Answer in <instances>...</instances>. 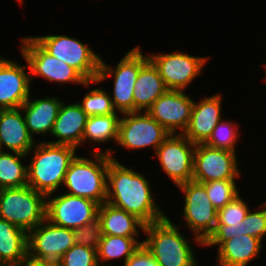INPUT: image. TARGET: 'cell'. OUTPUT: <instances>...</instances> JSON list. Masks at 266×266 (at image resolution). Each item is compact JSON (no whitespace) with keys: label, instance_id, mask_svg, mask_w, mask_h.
Here are the masks:
<instances>
[{"label":"cell","instance_id":"3957f363","mask_svg":"<svg viewBox=\"0 0 266 266\" xmlns=\"http://www.w3.org/2000/svg\"><path fill=\"white\" fill-rule=\"evenodd\" d=\"M171 220L167 215L147 224L143 232L147 239H144L143 244L160 266H199L191 241L180 231V226Z\"/></svg>","mask_w":266,"mask_h":266},{"label":"cell","instance_id":"9a60e30c","mask_svg":"<svg viewBox=\"0 0 266 266\" xmlns=\"http://www.w3.org/2000/svg\"><path fill=\"white\" fill-rule=\"evenodd\" d=\"M74 244L72 229L58 226L47 219L28 232V254L37 259L58 262Z\"/></svg>","mask_w":266,"mask_h":266},{"label":"cell","instance_id":"4fadbf2b","mask_svg":"<svg viewBox=\"0 0 266 266\" xmlns=\"http://www.w3.org/2000/svg\"><path fill=\"white\" fill-rule=\"evenodd\" d=\"M237 153L213 148L205 143L196 144L192 180L205 183L241 177Z\"/></svg>","mask_w":266,"mask_h":266},{"label":"cell","instance_id":"8fae6325","mask_svg":"<svg viewBox=\"0 0 266 266\" xmlns=\"http://www.w3.org/2000/svg\"><path fill=\"white\" fill-rule=\"evenodd\" d=\"M157 68L168 90L186 91L189 84L200 76L208 57L193 56L182 51L147 54Z\"/></svg>","mask_w":266,"mask_h":266},{"label":"cell","instance_id":"ffe728a7","mask_svg":"<svg viewBox=\"0 0 266 266\" xmlns=\"http://www.w3.org/2000/svg\"><path fill=\"white\" fill-rule=\"evenodd\" d=\"M65 104L63 100L51 133L52 137L56 138L55 141H44L52 144L69 145L79 150L78 148L83 145V133L88 116L78 102Z\"/></svg>","mask_w":266,"mask_h":266},{"label":"cell","instance_id":"52a82bcc","mask_svg":"<svg viewBox=\"0 0 266 266\" xmlns=\"http://www.w3.org/2000/svg\"><path fill=\"white\" fill-rule=\"evenodd\" d=\"M21 56L28 63L30 71V81L33 83L35 77L45 78L51 83L80 84L88 87L94 81H87L76 69L69 66L61 59L47 53L31 36L21 37Z\"/></svg>","mask_w":266,"mask_h":266},{"label":"cell","instance_id":"603a6c76","mask_svg":"<svg viewBox=\"0 0 266 266\" xmlns=\"http://www.w3.org/2000/svg\"><path fill=\"white\" fill-rule=\"evenodd\" d=\"M98 219L102 225L103 235L138 237L141 234L139 230L144 232L146 226L135 215L108 202L99 205Z\"/></svg>","mask_w":266,"mask_h":266},{"label":"cell","instance_id":"1f68e13d","mask_svg":"<svg viewBox=\"0 0 266 266\" xmlns=\"http://www.w3.org/2000/svg\"><path fill=\"white\" fill-rule=\"evenodd\" d=\"M59 266H99L97 250L74 244L58 261Z\"/></svg>","mask_w":266,"mask_h":266},{"label":"cell","instance_id":"277c9868","mask_svg":"<svg viewBox=\"0 0 266 266\" xmlns=\"http://www.w3.org/2000/svg\"><path fill=\"white\" fill-rule=\"evenodd\" d=\"M111 159L102 152H91L90 158L76 155L65 174L63 187L67 191L64 192L102 205L107 199V170Z\"/></svg>","mask_w":266,"mask_h":266},{"label":"cell","instance_id":"9c48e42d","mask_svg":"<svg viewBox=\"0 0 266 266\" xmlns=\"http://www.w3.org/2000/svg\"><path fill=\"white\" fill-rule=\"evenodd\" d=\"M177 187L184 194L183 222L194 235L195 243L202 246L215 227L218 211L208 198L203 183L190 180Z\"/></svg>","mask_w":266,"mask_h":266},{"label":"cell","instance_id":"4316f807","mask_svg":"<svg viewBox=\"0 0 266 266\" xmlns=\"http://www.w3.org/2000/svg\"><path fill=\"white\" fill-rule=\"evenodd\" d=\"M120 116L118 113L90 116L87 118L82 143L89 142L103 145L107 142H117Z\"/></svg>","mask_w":266,"mask_h":266},{"label":"cell","instance_id":"f35d334b","mask_svg":"<svg viewBox=\"0 0 266 266\" xmlns=\"http://www.w3.org/2000/svg\"><path fill=\"white\" fill-rule=\"evenodd\" d=\"M0 266H19L18 264H0Z\"/></svg>","mask_w":266,"mask_h":266},{"label":"cell","instance_id":"6da1fadb","mask_svg":"<svg viewBox=\"0 0 266 266\" xmlns=\"http://www.w3.org/2000/svg\"><path fill=\"white\" fill-rule=\"evenodd\" d=\"M112 148L90 152L107 153L112 158L107 170V199L111 205L131 213L146 225L165 218V213L156 203L147 175L127 168L113 157Z\"/></svg>","mask_w":266,"mask_h":266},{"label":"cell","instance_id":"d6a6232c","mask_svg":"<svg viewBox=\"0 0 266 266\" xmlns=\"http://www.w3.org/2000/svg\"><path fill=\"white\" fill-rule=\"evenodd\" d=\"M250 208L252 207H249L247 201L243 200L239 193L222 209L218 210L217 221L224 225L239 224L245 219Z\"/></svg>","mask_w":266,"mask_h":266},{"label":"cell","instance_id":"d4e9b609","mask_svg":"<svg viewBox=\"0 0 266 266\" xmlns=\"http://www.w3.org/2000/svg\"><path fill=\"white\" fill-rule=\"evenodd\" d=\"M28 233L0 218V264H19L28 254Z\"/></svg>","mask_w":266,"mask_h":266},{"label":"cell","instance_id":"7a4b0ae2","mask_svg":"<svg viewBox=\"0 0 266 266\" xmlns=\"http://www.w3.org/2000/svg\"><path fill=\"white\" fill-rule=\"evenodd\" d=\"M40 140L27 153V156L31 154L32 157L27 165V185L47 196L58 193L63 186L65 174L77 149Z\"/></svg>","mask_w":266,"mask_h":266},{"label":"cell","instance_id":"484cf974","mask_svg":"<svg viewBox=\"0 0 266 266\" xmlns=\"http://www.w3.org/2000/svg\"><path fill=\"white\" fill-rule=\"evenodd\" d=\"M138 237L103 235L97 249L99 266H111V260L123 259V263L143 244ZM106 262L108 264H106ZM104 263V264H103Z\"/></svg>","mask_w":266,"mask_h":266},{"label":"cell","instance_id":"30bf717a","mask_svg":"<svg viewBox=\"0 0 266 266\" xmlns=\"http://www.w3.org/2000/svg\"><path fill=\"white\" fill-rule=\"evenodd\" d=\"M123 115V116H121ZM120 115L118 139L116 144L128 150L152 148L153 153L170 133L147 111L124 113Z\"/></svg>","mask_w":266,"mask_h":266},{"label":"cell","instance_id":"2e32d148","mask_svg":"<svg viewBox=\"0 0 266 266\" xmlns=\"http://www.w3.org/2000/svg\"><path fill=\"white\" fill-rule=\"evenodd\" d=\"M194 102L182 90H167L147 113L170 134H183L189 125Z\"/></svg>","mask_w":266,"mask_h":266},{"label":"cell","instance_id":"5bb4252c","mask_svg":"<svg viewBox=\"0 0 266 266\" xmlns=\"http://www.w3.org/2000/svg\"><path fill=\"white\" fill-rule=\"evenodd\" d=\"M195 146L183 134H170L154 153L176 186L192 180Z\"/></svg>","mask_w":266,"mask_h":266},{"label":"cell","instance_id":"5b68a950","mask_svg":"<svg viewBox=\"0 0 266 266\" xmlns=\"http://www.w3.org/2000/svg\"><path fill=\"white\" fill-rule=\"evenodd\" d=\"M141 50L140 45L129 49L114 68L101 58L98 76L94 85L108 80L109 77L113 78V93H109V95L119 115L134 112L133 92L135 82L140 68L149 60L148 55H144Z\"/></svg>","mask_w":266,"mask_h":266},{"label":"cell","instance_id":"4dcf8cb0","mask_svg":"<svg viewBox=\"0 0 266 266\" xmlns=\"http://www.w3.org/2000/svg\"><path fill=\"white\" fill-rule=\"evenodd\" d=\"M203 184L208 198L217 211L222 209L240 193L237 189L236 179L215 180Z\"/></svg>","mask_w":266,"mask_h":266},{"label":"cell","instance_id":"8992f818","mask_svg":"<svg viewBox=\"0 0 266 266\" xmlns=\"http://www.w3.org/2000/svg\"><path fill=\"white\" fill-rule=\"evenodd\" d=\"M46 199L28 185L0 189V218L28 233L46 219Z\"/></svg>","mask_w":266,"mask_h":266},{"label":"cell","instance_id":"f546056e","mask_svg":"<svg viewBox=\"0 0 266 266\" xmlns=\"http://www.w3.org/2000/svg\"><path fill=\"white\" fill-rule=\"evenodd\" d=\"M78 104L88 117L118 113L112 104L108 91L101 87L90 89L88 93L86 92L82 102L79 101Z\"/></svg>","mask_w":266,"mask_h":266},{"label":"cell","instance_id":"d6986e66","mask_svg":"<svg viewBox=\"0 0 266 266\" xmlns=\"http://www.w3.org/2000/svg\"><path fill=\"white\" fill-rule=\"evenodd\" d=\"M29 133L21 108L0 109V150L27 153L37 143Z\"/></svg>","mask_w":266,"mask_h":266},{"label":"cell","instance_id":"8d00e7d4","mask_svg":"<svg viewBox=\"0 0 266 266\" xmlns=\"http://www.w3.org/2000/svg\"><path fill=\"white\" fill-rule=\"evenodd\" d=\"M122 266H160L144 244L130 256Z\"/></svg>","mask_w":266,"mask_h":266},{"label":"cell","instance_id":"7402d4cb","mask_svg":"<svg viewBox=\"0 0 266 266\" xmlns=\"http://www.w3.org/2000/svg\"><path fill=\"white\" fill-rule=\"evenodd\" d=\"M263 242L250 235H237L224 241L217 249V266H248L260 255Z\"/></svg>","mask_w":266,"mask_h":266},{"label":"cell","instance_id":"ab89813d","mask_svg":"<svg viewBox=\"0 0 266 266\" xmlns=\"http://www.w3.org/2000/svg\"><path fill=\"white\" fill-rule=\"evenodd\" d=\"M17 2H19V4L21 3V5L23 4L24 0H16Z\"/></svg>","mask_w":266,"mask_h":266},{"label":"cell","instance_id":"836d02e7","mask_svg":"<svg viewBox=\"0 0 266 266\" xmlns=\"http://www.w3.org/2000/svg\"><path fill=\"white\" fill-rule=\"evenodd\" d=\"M258 209V210H257ZM256 210L250 208L243 220L244 233L263 242L266 236V200Z\"/></svg>","mask_w":266,"mask_h":266},{"label":"cell","instance_id":"cb8c5ba5","mask_svg":"<svg viewBox=\"0 0 266 266\" xmlns=\"http://www.w3.org/2000/svg\"><path fill=\"white\" fill-rule=\"evenodd\" d=\"M167 90L157 68L148 60L140 68L135 82L133 92L134 112L147 111L156 99Z\"/></svg>","mask_w":266,"mask_h":266},{"label":"cell","instance_id":"e575fe53","mask_svg":"<svg viewBox=\"0 0 266 266\" xmlns=\"http://www.w3.org/2000/svg\"><path fill=\"white\" fill-rule=\"evenodd\" d=\"M75 244L85 247L98 249L101 239L103 238V230L100 220L97 218L93 222L85 224L73 230Z\"/></svg>","mask_w":266,"mask_h":266},{"label":"cell","instance_id":"ac0fdd59","mask_svg":"<svg viewBox=\"0 0 266 266\" xmlns=\"http://www.w3.org/2000/svg\"><path fill=\"white\" fill-rule=\"evenodd\" d=\"M223 95L217 92L195 101L189 125L183 135L194 144L205 143L211 136L218 122L224 118L222 107Z\"/></svg>","mask_w":266,"mask_h":266},{"label":"cell","instance_id":"83f0119b","mask_svg":"<svg viewBox=\"0 0 266 266\" xmlns=\"http://www.w3.org/2000/svg\"><path fill=\"white\" fill-rule=\"evenodd\" d=\"M28 157L14 151H0V189L27 185V165L22 161Z\"/></svg>","mask_w":266,"mask_h":266},{"label":"cell","instance_id":"d590c367","mask_svg":"<svg viewBox=\"0 0 266 266\" xmlns=\"http://www.w3.org/2000/svg\"><path fill=\"white\" fill-rule=\"evenodd\" d=\"M243 221L235 225H224L218 221L215 224L213 231L202 242V247H213L216 245L218 248L224 241L230 240L237 235H244Z\"/></svg>","mask_w":266,"mask_h":266},{"label":"cell","instance_id":"ba28073f","mask_svg":"<svg viewBox=\"0 0 266 266\" xmlns=\"http://www.w3.org/2000/svg\"><path fill=\"white\" fill-rule=\"evenodd\" d=\"M47 53L76 69L87 81L97 79L101 55L69 35L31 36Z\"/></svg>","mask_w":266,"mask_h":266},{"label":"cell","instance_id":"7c38bea8","mask_svg":"<svg viewBox=\"0 0 266 266\" xmlns=\"http://www.w3.org/2000/svg\"><path fill=\"white\" fill-rule=\"evenodd\" d=\"M47 195L46 219L58 226L77 229L98 218L99 204L95 201L67 193Z\"/></svg>","mask_w":266,"mask_h":266},{"label":"cell","instance_id":"f1b7e54d","mask_svg":"<svg viewBox=\"0 0 266 266\" xmlns=\"http://www.w3.org/2000/svg\"><path fill=\"white\" fill-rule=\"evenodd\" d=\"M238 127H240L238 122L228 121V119L226 121L224 118L223 120L221 119L205 144L213 148L236 152V144H238L237 142L240 137Z\"/></svg>","mask_w":266,"mask_h":266},{"label":"cell","instance_id":"44dd1931","mask_svg":"<svg viewBox=\"0 0 266 266\" xmlns=\"http://www.w3.org/2000/svg\"><path fill=\"white\" fill-rule=\"evenodd\" d=\"M30 97L20 107L29 133L35 135L52 133L54 122L57 119L62 100L58 97L44 96V98L33 99Z\"/></svg>","mask_w":266,"mask_h":266},{"label":"cell","instance_id":"74e56055","mask_svg":"<svg viewBox=\"0 0 266 266\" xmlns=\"http://www.w3.org/2000/svg\"><path fill=\"white\" fill-rule=\"evenodd\" d=\"M19 266H59L58 262L37 259L27 254L18 264Z\"/></svg>","mask_w":266,"mask_h":266},{"label":"cell","instance_id":"e0dca14e","mask_svg":"<svg viewBox=\"0 0 266 266\" xmlns=\"http://www.w3.org/2000/svg\"><path fill=\"white\" fill-rule=\"evenodd\" d=\"M29 65H20L0 55V109L20 108L30 97Z\"/></svg>","mask_w":266,"mask_h":266}]
</instances>
